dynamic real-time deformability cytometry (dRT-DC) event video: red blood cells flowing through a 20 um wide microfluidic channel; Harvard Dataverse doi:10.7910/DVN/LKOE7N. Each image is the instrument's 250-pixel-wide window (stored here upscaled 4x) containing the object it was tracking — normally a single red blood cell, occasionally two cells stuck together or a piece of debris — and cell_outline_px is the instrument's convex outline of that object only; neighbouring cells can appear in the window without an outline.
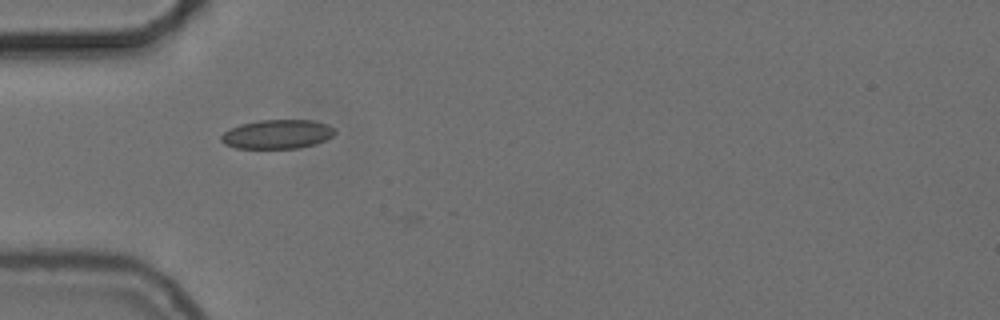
{"species": "common noctule bat (a hibernating species)", "species_latin": "Nyctalus noctula", "temperature_condition": "cold", "stored_images_in_passage": 26, "camera_frame_rate_fps": 3000, "um_per_image_px": 0.085, "animal": {"sex": "female", "body_mass_g": 24.6, "forearm_length_mm": 56.2}, "frame": {"image": 1, "passage_image": 6, "time_ms": 1.667, "image_size_px": [1000, 320], "cell_outline_px": [[336, 132], [332, 136], [316, 144], [300, 148], [236, 148], [224, 144], [220, 140], [220, 136], [224, 132], [240, 124], [260, 120], [312, 120], [328, 124], [336, 128]], "centroid_in_image_um": [23.59, 11.4], "position_along_channel_um": 61.4, "area_um2": 19.36}}
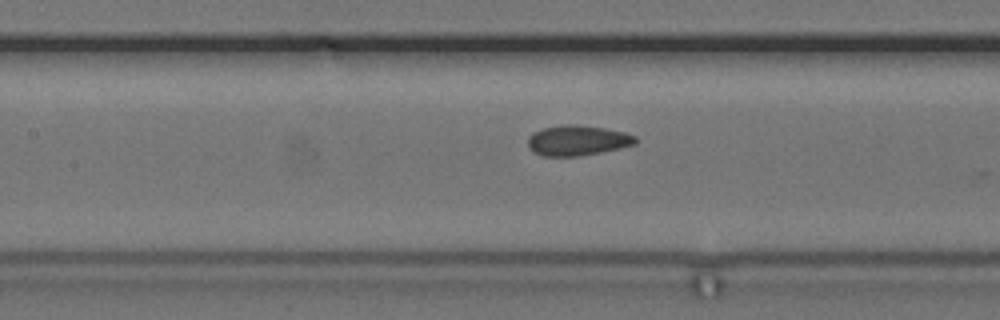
{"frame": {"image": 2, "passage_image": 14, "time_ms": 4.333, "image_size_px": [1000, 320], "cell_outline_px": [[636, 144], [620, 148], [600, 152], [576, 156], [544, 156], [536, 152], [528, 144], [528, 136], [532, 132], [544, 128], [560, 124], [572, 124], [604, 128], [624, 132], [636, 136]], "centroid_in_image_um": [49.09, 11.92], "position_along_channel_um": 158.3, "area_um2": 18.79}}
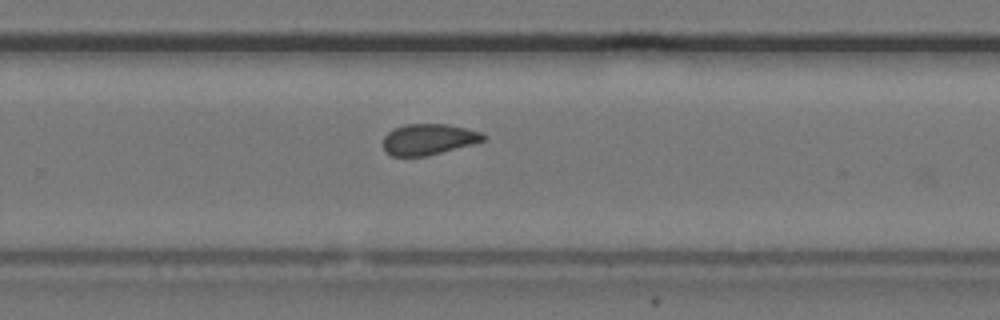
{"frame": {"image": 3, "passage_image": 25, "time_ms": 8.0, "image_size_px": [1000, 320], "cell_outline_px": [[488, 136], [484, 140], [472, 144], [428, 156], [392, 156], [384, 148], [384, 136], [392, 128], [404, 124], [448, 124], [480, 132]], "centroid_in_image_um": [36.42, 11.83], "position_along_channel_um": 293.4, "area_um2": 18.03}}